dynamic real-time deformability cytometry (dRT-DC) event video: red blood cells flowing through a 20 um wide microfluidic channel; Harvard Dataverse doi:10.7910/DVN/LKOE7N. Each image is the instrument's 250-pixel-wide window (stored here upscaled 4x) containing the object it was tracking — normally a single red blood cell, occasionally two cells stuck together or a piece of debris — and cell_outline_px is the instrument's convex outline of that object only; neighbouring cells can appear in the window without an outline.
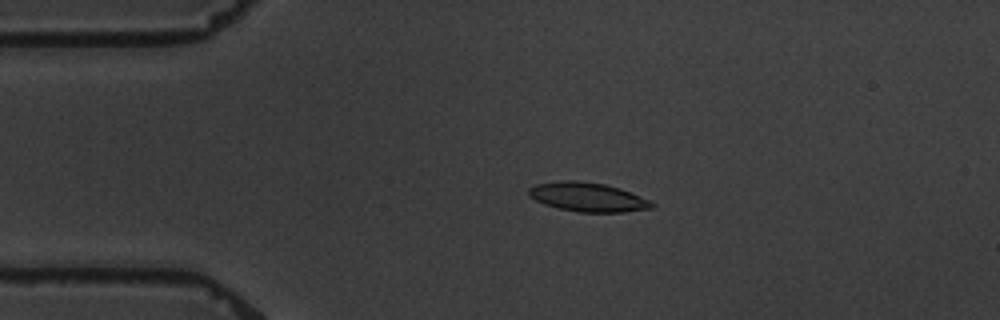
{"species": "common noctule bat (a hibernating species)", "species_latin": "Nyctalus noctula", "temperature_condition": "warm", "stored_images_in_passage": 4, "camera_frame_rate_fps": 3000, "um_per_image_px": 0.085, "animal": {"sex": "male", "body_mass_g": 19.5, "forearm_length_mm": 54.6}, "frame": {"image": 1, "passage_image": 3, "time_ms": 2.333, "image_size_px": [1000, 320], "cell_outline_px": [[656, 204], [652, 208], [624, 212], [580, 212], [560, 208], [544, 204], [528, 196], [528, 188], [536, 184], [560, 180], [576, 180], [604, 184], [620, 188], [648, 200]], "centroid_in_image_um": [49.93, 16.74], "position_along_channel_um": 35.1, "area_um2": 20.75}}